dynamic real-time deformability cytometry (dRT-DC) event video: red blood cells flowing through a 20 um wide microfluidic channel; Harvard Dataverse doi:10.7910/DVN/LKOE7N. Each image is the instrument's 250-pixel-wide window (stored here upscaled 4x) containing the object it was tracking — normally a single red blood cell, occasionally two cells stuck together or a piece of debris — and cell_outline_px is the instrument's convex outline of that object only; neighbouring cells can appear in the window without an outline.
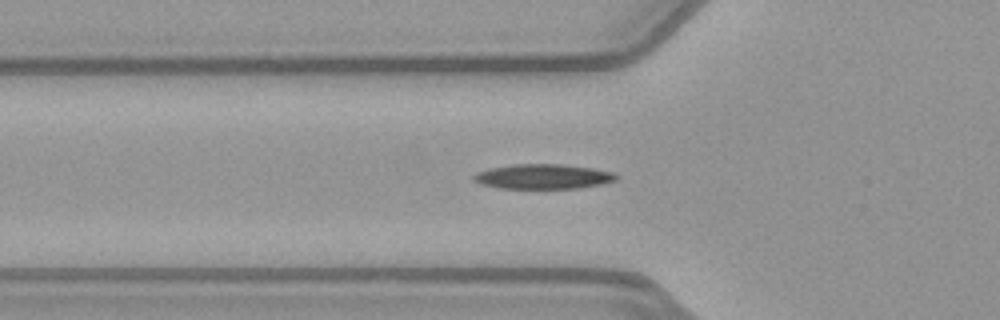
{"species": "common noctule bat (a hibernating species)", "species_latin": "Nyctalus noctula", "temperature_condition": "warm", "stored_images_in_passage": 33, "camera_frame_rate_fps": 3000, "um_per_image_px": 0.085, "animal": {"sex": "female", "body_mass_g": 21.9}, "frame": {"image": 1, "passage_image": 2, "time_ms": 0.333, "image_size_px": [1000, 320], "cell_outline_px": [[620, 176], [616, 180], [600, 184], [580, 188], [500, 188], [480, 184], [472, 176], [476, 172], [492, 168], [516, 164], [560, 164], [592, 168], [616, 172]], "centroid_in_image_um": [46.22, 15.0], "position_along_channel_um": 79.6, "area_um2": 20.52}}
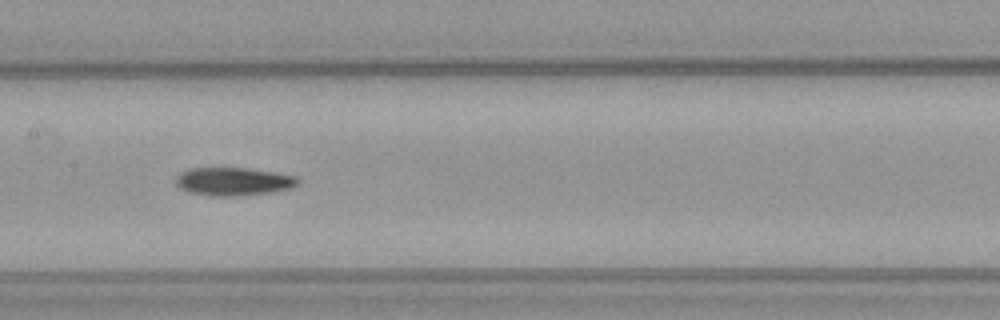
{"frame": {"image": 2, "passage_image": 10, "time_ms": 3.0, "image_size_px": [1000, 320], "cell_outline_px": [[300, 180], [292, 188], [268, 192], [240, 196], [212, 196], [188, 192], [180, 188], [176, 184], [176, 176], [180, 172], [188, 168], [248, 168], [276, 172], [296, 176]], "centroid_in_image_um": [19.82, 15.42], "position_along_channel_um": 187.6, "area_um2": 20.11}}
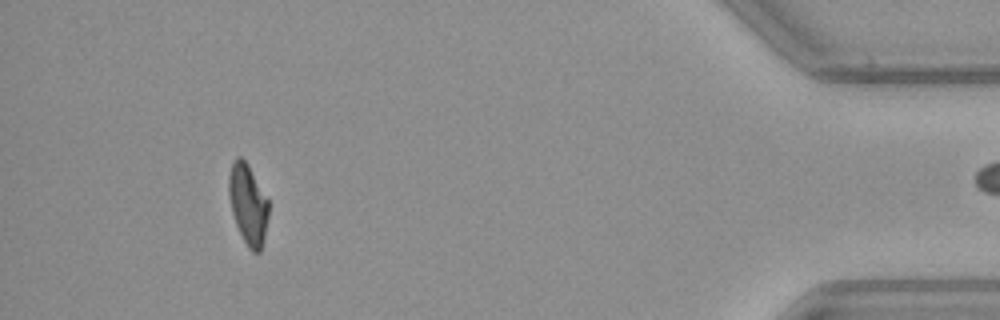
{"frame": {"image": 3, "passage_image": 32, "time_ms": 10.333, "image_size_px": [1000, 320], "cell_outline_px": [[268, 216], [264, 236], [260, 252], [252, 252], [248, 248], [236, 224], [232, 212], [228, 192], [228, 176], [232, 164], [236, 156], [240, 156], [248, 164], [268, 200]], "centroid_in_image_um": [21.07, 17.34], "position_along_channel_um": 414.1, "area_um2": 18.38}}